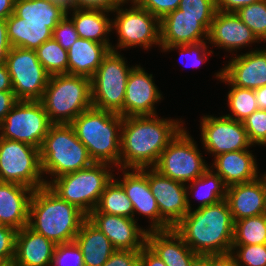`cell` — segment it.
Wrapping results in <instances>:
<instances>
[{"instance_id":"cell-6","label":"cell","mask_w":266,"mask_h":266,"mask_svg":"<svg viewBox=\"0 0 266 266\" xmlns=\"http://www.w3.org/2000/svg\"><path fill=\"white\" fill-rule=\"evenodd\" d=\"M40 101L52 124H70L92 107L91 79L70 74L50 76Z\"/></svg>"},{"instance_id":"cell-13","label":"cell","mask_w":266,"mask_h":266,"mask_svg":"<svg viewBox=\"0 0 266 266\" xmlns=\"http://www.w3.org/2000/svg\"><path fill=\"white\" fill-rule=\"evenodd\" d=\"M5 64L18 100L42 99L50 75L39 62L35 50L11 47Z\"/></svg>"},{"instance_id":"cell-34","label":"cell","mask_w":266,"mask_h":266,"mask_svg":"<svg viewBox=\"0 0 266 266\" xmlns=\"http://www.w3.org/2000/svg\"><path fill=\"white\" fill-rule=\"evenodd\" d=\"M266 244V214L235 221L232 245Z\"/></svg>"},{"instance_id":"cell-4","label":"cell","mask_w":266,"mask_h":266,"mask_svg":"<svg viewBox=\"0 0 266 266\" xmlns=\"http://www.w3.org/2000/svg\"><path fill=\"white\" fill-rule=\"evenodd\" d=\"M122 123L120 114L91 107L70 125L94 162L108 163L119 170Z\"/></svg>"},{"instance_id":"cell-31","label":"cell","mask_w":266,"mask_h":266,"mask_svg":"<svg viewBox=\"0 0 266 266\" xmlns=\"http://www.w3.org/2000/svg\"><path fill=\"white\" fill-rule=\"evenodd\" d=\"M186 192L187 207L191 210L192 204L189 200L191 194L192 197L200 200L197 208L205 207L226 199L227 186L222 178L209 167L199 178L186 184Z\"/></svg>"},{"instance_id":"cell-43","label":"cell","mask_w":266,"mask_h":266,"mask_svg":"<svg viewBox=\"0 0 266 266\" xmlns=\"http://www.w3.org/2000/svg\"><path fill=\"white\" fill-rule=\"evenodd\" d=\"M16 233V229L6 225H0V264L13 262Z\"/></svg>"},{"instance_id":"cell-14","label":"cell","mask_w":266,"mask_h":266,"mask_svg":"<svg viewBox=\"0 0 266 266\" xmlns=\"http://www.w3.org/2000/svg\"><path fill=\"white\" fill-rule=\"evenodd\" d=\"M201 142L206 152L216 157L219 154L246 150L250 143L243 122L224 115L214 117L204 115L200 118Z\"/></svg>"},{"instance_id":"cell-28","label":"cell","mask_w":266,"mask_h":266,"mask_svg":"<svg viewBox=\"0 0 266 266\" xmlns=\"http://www.w3.org/2000/svg\"><path fill=\"white\" fill-rule=\"evenodd\" d=\"M7 36L11 47L36 50L52 38L58 23L23 22L14 12L6 19Z\"/></svg>"},{"instance_id":"cell-23","label":"cell","mask_w":266,"mask_h":266,"mask_svg":"<svg viewBox=\"0 0 266 266\" xmlns=\"http://www.w3.org/2000/svg\"><path fill=\"white\" fill-rule=\"evenodd\" d=\"M251 152L246 149L219 154L213 158L210 168L222 178L227 187L254 181L261 174Z\"/></svg>"},{"instance_id":"cell-47","label":"cell","mask_w":266,"mask_h":266,"mask_svg":"<svg viewBox=\"0 0 266 266\" xmlns=\"http://www.w3.org/2000/svg\"><path fill=\"white\" fill-rule=\"evenodd\" d=\"M122 0H73V9L101 10L113 13Z\"/></svg>"},{"instance_id":"cell-8","label":"cell","mask_w":266,"mask_h":266,"mask_svg":"<svg viewBox=\"0 0 266 266\" xmlns=\"http://www.w3.org/2000/svg\"><path fill=\"white\" fill-rule=\"evenodd\" d=\"M118 51L110 50L91 78L92 107L123 117L126 84L131 69Z\"/></svg>"},{"instance_id":"cell-32","label":"cell","mask_w":266,"mask_h":266,"mask_svg":"<svg viewBox=\"0 0 266 266\" xmlns=\"http://www.w3.org/2000/svg\"><path fill=\"white\" fill-rule=\"evenodd\" d=\"M14 13L23 22L59 23L67 14L50 0H15Z\"/></svg>"},{"instance_id":"cell-58","label":"cell","mask_w":266,"mask_h":266,"mask_svg":"<svg viewBox=\"0 0 266 266\" xmlns=\"http://www.w3.org/2000/svg\"><path fill=\"white\" fill-rule=\"evenodd\" d=\"M129 1L131 2L130 5H139L143 0H122L124 4L130 3Z\"/></svg>"},{"instance_id":"cell-46","label":"cell","mask_w":266,"mask_h":266,"mask_svg":"<svg viewBox=\"0 0 266 266\" xmlns=\"http://www.w3.org/2000/svg\"><path fill=\"white\" fill-rule=\"evenodd\" d=\"M140 250H116L102 266H139Z\"/></svg>"},{"instance_id":"cell-42","label":"cell","mask_w":266,"mask_h":266,"mask_svg":"<svg viewBox=\"0 0 266 266\" xmlns=\"http://www.w3.org/2000/svg\"><path fill=\"white\" fill-rule=\"evenodd\" d=\"M52 37L68 51L72 44L79 38L75 25L66 14V16L58 23L52 32Z\"/></svg>"},{"instance_id":"cell-44","label":"cell","mask_w":266,"mask_h":266,"mask_svg":"<svg viewBox=\"0 0 266 266\" xmlns=\"http://www.w3.org/2000/svg\"><path fill=\"white\" fill-rule=\"evenodd\" d=\"M178 9L191 16H214L217 11L215 0H181Z\"/></svg>"},{"instance_id":"cell-3","label":"cell","mask_w":266,"mask_h":266,"mask_svg":"<svg viewBox=\"0 0 266 266\" xmlns=\"http://www.w3.org/2000/svg\"><path fill=\"white\" fill-rule=\"evenodd\" d=\"M86 218L81 210L46 185L32 193L27 226L55 244H62L75 240Z\"/></svg>"},{"instance_id":"cell-36","label":"cell","mask_w":266,"mask_h":266,"mask_svg":"<svg viewBox=\"0 0 266 266\" xmlns=\"http://www.w3.org/2000/svg\"><path fill=\"white\" fill-rule=\"evenodd\" d=\"M231 89L227 94L230 114L225 117L243 122L249 115L258 110L254 89L240 88L229 85Z\"/></svg>"},{"instance_id":"cell-19","label":"cell","mask_w":266,"mask_h":266,"mask_svg":"<svg viewBox=\"0 0 266 266\" xmlns=\"http://www.w3.org/2000/svg\"><path fill=\"white\" fill-rule=\"evenodd\" d=\"M153 77L141 65L137 64L131 69L126 84L123 117L157 114L154 106L163 95Z\"/></svg>"},{"instance_id":"cell-45","label":"cell","mask_w":266,"mask_h":266,"mask_svg":"<svg viewBox=\"0 0 266 266\" xmlns=\"http://www.w3.org/2000/svg\"><path fill=\"white\" fill-rule=\"evenodd\" d=\"M181 0H143L139 6L161 20L164 16L178 9Z\"/></svg>"},{"instance_id":"cell-20","label":"cell","mask_w":266,"mask_h":266,"mask_svg":"<svg viewBox=\"0 0 266 266\" xmlns=\"http://www.w3.org/2000/svg\"><path fill=\"white\" fill-rule=\"evenodd\" d=\"M87 219L102 231L116 250H141L147 243V229L138 226L134 218L89 213Z\"/></svg>"},{"instance_id":"cell-56","label":"cell","mask_w":266,"mask_h":266,"mask_svg":"<svg viewBox=\"0 0 266 266\" xmlns=\"http://www.w3.org/2000/svg\"><path fill=\"white\" fill-rule=\"evenodd\" d=\"M55 5L60 6L66 12L73 10V0H50Z\"/></svg>"},{"instance_id":"cell-15","label":"cell","mask_w":266,"mask_h":266,"mask_svg":"<svg viewBox=\"0 0 266 266\" xmlns=\"http://www.w3.org/2000/svg\"><path fill=\"white\" fill-rule=\"evenodd\" d=\"M119 169L123 173V178L116 180L133 204V218L135 219L136 213L148 217L149 223L151 222L148 232L171 229L172 227L160 216L156 199L149 186L148 168Z\"/></svg>"},{"instance_id":"cell-24","label":"cell","mask_w":266,"mask_h":266,"mask_svg":"<svg viewBox=\"0 0 266 266\" xmlns=\"http://www.w3.org/2000/svg\"><path fill=\"white\" fill-rule=\"evenodd\" d=\"M34 189L0 181V225L20 230L28 225L29 204Z\"/></svg>"},{"instance_id":"cell-38","label":"cell","mask_w":266,"mask_h":266,"mask_svg":"<svg viewBox=\"0 0 266 266\" xmlns=\"http://www.w3.org/2000/svg\"><path fill=\"white\" fill-rule=\"evenodd\" d=\"M237 266H266V244L232 245Z\"/></svg>"},{"instance_id":"cell-54","label":"cell","mask_w":266,"mask_h":266,"mask_svg":"<svg viewBox=\"0 0 266 266\" xmlns=\"http://www.w3.org/2000/svg\"><path fill=\"white\" fill-rule=\"evenodd\" d=\"M15 0H0V20H6L14 12Z\"/></svg>"},{"instance_id":"cell-39","label":"cell","mask_w":266,"mask_h":266,"mask_svg":"<svg viewBox=\"0 0 266 266\" xmlns=\"http://www.w3.org/2000/svg\"><path fill=\"white\" fill-rule=\"evenodd\" d=\"M51 266H85L80 247L75 241L56 244Z\"/></svg>"},{"instance_id":"cell-2","label":"cell","mask_w":266,"mask_h":266,"mask_svg":"<svg viewBox=\"0 0 266 266\" xmlns=\"http://www.w3.org/2000/svg\"><path fill=\"white\" fill-rule=\"evenodd\" d=\"M234 225L226 199L188 210L173 227L197 255L225 254L232 250Z\"/></svg>"},{"instance_id":"cell-51","label":"cell","mask_w":266,"mask_h":266,"mask_svg":"<svg viewBox=\"0 0 266 266\" xmlns=\"http://www.w3.org/2000/svg\"><path fill=\"white\" fill-rule=\"evenodd\" d=\"M11 45L7 36L6 20H0V64L6 63Z\"/></svg>"},{"instance_id":"cell-48","label":"cell","mask_w":266,"mask_h":266,"mask_svg":"<svg viewBox=\"0 0 266 266\" xmlns=\"http://www.w3.org/2000/svg\"><path fill=\"white\" fill-rule=\"evenodd\" d=\"M258 1L259 0H215V6L217 11L235 13L240 8L251 5Z\"/></svg>"},{"instance_id":"cell-37","label":"cell","mask_w":266,"mask_h":266,"mask_svg":"<svg viewBox=\"0 0 266 266\" xmlns=\"http://www.w3.org/2000/svg\"><path fill=\"white\" fill-rule=\"evenodd\" d=\"M235 13L260 42H266V0L242 7Z\"/></svg>"},{"instance_id":"cell-12","label":"cell","mask_w":266,"mask_h":266,"mask_svg":"<svg viewBox=\"0 0 266 266\" xmlns=\"http://www.w3.org/2000/svg\"><path fill=\"white\" fill-rule=\"evenodd\" d=\"M122 3L113 13L112 31L116 30L118 43L111 50L143 47L148 50L152 45L160 48V20L139 5L128 9Z\"/></svg>"},{"instance_id":"cell-29","label":"cell","mask_w":266,"mask_h":266,"mask_svg":"<svg viewBox=\"0 0 266 266\" xmlns=\"http://www.w3.org/2000/svg\"><path fill=\"white\" fill-rule=\"evenodd\" d=\"M74 241L81 249L85 266H102L116 251L108 237L87 218Z\"/></svg>"},{"instance_id":"cell-57","label":"cell","mask_w":266,"mask_h":266,"mask_svg":"<svg viewBox=\"0 0 266 266\" xmlns=\"http://www.w3.org/2000/svg\"><path fill=\"white\" fill-rule=\"evenodd\" d=\"M190 266H208V255H197Z\"/></svg>"},{"instance_id":"cell-27","label":"cell","mask_w":266,"mask_h":266,"mask_svg":"<svg viewBox=\"0 0 266 266\" xmlns=\"http://www.w3.org/2000/svg\"><path fill=\"white\" fill-rule=\"evenodd\" d=\"M110 50L105 44L79 37L67 51L68 74L91 79Z\"/></svg>"},{"instance_id":"cell-10","label":"cell","mask_w":266,"mask_h":266,"mask_svg":"<svg viewBox=\"0 0 266 266\" xmlns=\"http://www.w3.org/2000/svg\"><path fill=\"white\" fill-rule=\"evenodd\" d=\"M188 132L183 127L162 151L153 167L162 175L185 184L199 178L210 167Z\"/></svg>"},{"instance_id":"cell-5","label":"cell","mask_w":266,"mask_h":266,"mask_svg":"<svg viewBox=\"0 0 266 266\" xmlns=\"http://www.w3.org/2000/svg\"><path fill=\"white\" fill-rule=\"evenodd\" d=\"M42 173L54 178L91 166L87 148L77 138L70 124H52L40 148ZM53 177V178H52Z\"/></svg>"},{"instance_id":"cell-1","label":"cell","mask_w":266,"mask_h":266,"mask_svg":"<svg viewBox=\"0 0 266 266\" xmlns=\"http://www.w3.org/2000/svg\"><path fill=\"white\" fill-rule=\"evenodd\" d=\"M183 120L156 115L123 117L120 168L154 167L162 151L183 128Z\"/></svg>"},{"instance_id":"cell-25","label":"cell","mask_w":266,"mask_h":266,"mask_svg":"<svg viewBox=\"0 0 266 266\" xmlns=\"http://www.w3.org/2000/svg\"><path fill=\"white\" fill-rule=\"evenodd\" d=\"M56 244L28 226L17 230L15 266H51Z\"/></svg>"},{"instance_id":"cell-26","label":"cell","mask_w":266,"mask_h":266,"mask_svg":"<svg viewBox=\"0 0 266 266\" xmlns=\"http://www.w3.org/2000/svg\"><path fill=\"white\" fill-rule=\"evenodd\" d=\"M146 245L167 266H190L197 256L173 228L149 231Z\"/></svg>"},{"instance_id":"cell-33","label":"cell","mask_w":266,"mask_h":266,"mask_svg":"<svg viewBox=\"0 0 266 266\" xmlns=\"http://www.w3.org/2000/svg\"><path fill=\"white\" fill-rule=\"evenodd\" d=\"M90 213H105L133 218V204L121 184L113 177L101 194L96 209Z\"/></svg>"},{"instance_id":"cell-40","label":"cell","mask_w":266,"mask_h":266,"mask_svg":"<svg viewBox=\"0 0 266 266\" xmlns=\"http://www.w3.org/2000/svg\"><path fill=\"white\" fill-rule=\"evenodd\" d=\"M250 143L266 146V110L258 109L243 121Z\"/></svg>"},{"instance_id":"cell-22","label":"cell","mask_w":266,"mask_h":266,"mask_svg":"<svg viewBox=\"0 0 266 266\" xmlns=\"http://www.w3.org/2000/svg\"><path fill=\"white\" fill-rule=\"evenodd\" d=\"M226 200L234 222L265 214L266 174L254 181L227 187Z\"/></svg>"},{"instance_id":"cell-9","label":"cell","mask_w":266,"mask_h":266,"mask_svg":"<svg viewBox=\"0 0 266 266\" xmlns=\"http://www.w3.org/2000/svg\"><path fill=\"white\" fill-rule=\"evenodd\" d=\"M40 149L25 142L0 137V181L38 189L46 186Z\"/></svg>"},{"instance_id":"cell-59","label":"cell","mask_w":266,"mask_h":266,"mask_svg":"<svg viewBox=\"0 0 266 266\" xmlns=\"http://www.w3.org/2000/svg\"><path fill=\"white\" fill-rule=\"evenodd\" d=\"M0 266H15V264L12 262V263H8V264H0Z\"/></svg>"},{"instance_id":"cell-50","label":"cell","mask_w":266,"mask_h":266,"mask_svg":"<svg viewBox=\"0 0 266 266\" xmlns=\"http://www.w3.org/2000/svg\"><path fill=\"white\" fill-rule=\"evenodd\" d=\"M139 266H167L147 245L140 250Z\"/></svg>"},{"instance_id":"cell-52","label":"cell","mask_w":266,"mask_h":266,"mask_svg":"<svg viewBox=\"0 0 266 266\" xmlns=\"http://www.w3.org/2000/svg\"><path fill=\"white\" fill-rule=\"evenodd\" d=\"M208 266H237L231 252L225 254L208 255Z\"/></svg>"},{"instance_id":"cell-11","label":"cell","mask_w":266,"mask_h":266,"mask_svg":"<svg viewBox=\"0 0 266 266\" xmlns=\"http://www.w3.org/2000/svg\"><path fill=\"white\" fill-rule=\"evenodd\" d=\"M51 125L40 100H18L0 123V137L40 149Z\"/></svg>"},{"instance_id":"cell-49","label":"cell","mask_w":266,"mask_h":266,"mask_svg":"<svg viewBox=\"0 0 266 266\" xmlns=\"http://www.w3.org/2000/svg\"><path fill=\"white\" fill-rule=\"evenodd\" d=\"M17 102L13 91H0V123Z\"/></svg>"},{"instance_id":"cell-17","label":"cell","mask_w":266,"mask_h":266,"mask_svg":"<svg viewBox=\"0 0 266 266\" xmlns=\"http://www.w3.org/2000/svg\"><path fill=\"white\" fill-rule=\"evenodd\" d=\"M260 49V50H259ZM231 57L215 78L227 85L256 89L266 85V49L257 48Z\"/></svg>"},{"instance_id":"cell-16","label":"cell","mask_w":266,"mask_h":266,"mask_svg":"<svg viewBox=\"0 0 266 266\" xmlns=\"http://www.w3.org/2000/svg\"><path fill=\"white\" fill-rule=\"evenodd\" d=\"M214 16H191L176 9L160 20V47L196 44L208 40Z\"/></svg>"},{"instance_id":"cell-18","label":"cell","mask_w":266,"mask_h":266,"mask_svg":"<svg viewBox=\"0 0 266 266\" xmlns=\"http://www.w3.org/2000/svg\"><path fill=\"white\" fill-rule=\"evenodd\" d=\"M148 182L160 216L173 228L187 213L186 184L148 168Z\"/></svg>"},{"instance_id":"cell-21","label":"cell","mask_w":266,"mask_h":266,"mask_svg":"<svg viewBox=\"0 0 266 266\" xmlns=\"http://www.w3.org/2000/svg\"><path fill=\"white\" fill-rule=\"evenodd\" d=\"M208 43L234 55L233 51L260 41L236 13L216 11L208 31Z\"/></svg>"},{"instance_id":"cell-53","label":"cell","mask_w":266,"mask_h":266,"mask_svg":"<svg viewBox=\"0 0 266 266\" xmlns=\"http://www.w3.org/2000/svg\"><path fill=\"white\" fill-rule=\"evenodd\" d=\"M0 91H13L10 74L5 63L0 64Z\"/></svg>"},{"instance_id":"cell-41","label":"cell","mask_w":266,"mask_h":266,"mask_svg":"<svg viewBox=\"0 0 266 266\" xmlns=\"http://www.w3.org/2000/svg\"><path fill=\"white\" fill-rule=\"evenodd\" d=\"M206 43H208L207 40L200 42V43H196V44L174 45V46L164 47L161 50V52H168V51L170 52V50L172 51V50L178 49L182 56L183 55H186V56L191 55L190 56L191 58H189L190 60L188 59L189 61H191V63H190L191 66L199 67L203 62L205 63L208 60V58H209L208 55H211L214 53L212 50L207 49V48H209V46H207Z\"/></svg>"},{"instance_id":"cell-55","label":"cell","mask_w":266,"mask_h":266,"mask_svg":"<svg viewBox=\"0 0 266 266\" xmlns=\"http://www.w3.org/2000/svg\"><path fill=\"white\" fill-rule=\"evenodd\" d=\"M258 109L266 110V85L254 89Z\"/></svg>"},{"instance_id":"cell-30","label":"cell","mask_w":266,"mask_h":266,"mask_svg":"<svg viewBox=\"0 0 266 266\" xmlns=\"http://www.w3.org/2000/svg\"><path fill=\"white\" fill-rule=\"evenodd\" d=\"M109 13L101 10L73 9L67 12V15L71 16L80 38L105 44L111 49L113 45L108 34L112 32V19L107 17Z\"/></svg>"},{"instance_id":"cell-7","label":"cell","mask_w":266,"mask_h":266,"mask_svg":"<svg viewBox=\"0 0 266 266\" xmlns=\"http://www.w3.org/2000/svg\"><path fill=\"white\" fill-rule=\"evenodd\" d=\"M113 168L108 163L94 162L87 168L54 178L47 186L87 216L96 209L106 185L115 177Z\"/></svg>"},{"instance_id":"cell-35","label":"cell","mask_w":266,"mask_h":266,"mask_svg":"<svg viewBox=\"0 0 266 266\" xmlns=\"http://www.w3.org/2000/svg\"><path fill=\"white\" fill-rule=\"evenodd\" d=\"M35 52L50 76L68 74L67 51L53 37L45 41Z\"/></svg>"}]
</instances>
